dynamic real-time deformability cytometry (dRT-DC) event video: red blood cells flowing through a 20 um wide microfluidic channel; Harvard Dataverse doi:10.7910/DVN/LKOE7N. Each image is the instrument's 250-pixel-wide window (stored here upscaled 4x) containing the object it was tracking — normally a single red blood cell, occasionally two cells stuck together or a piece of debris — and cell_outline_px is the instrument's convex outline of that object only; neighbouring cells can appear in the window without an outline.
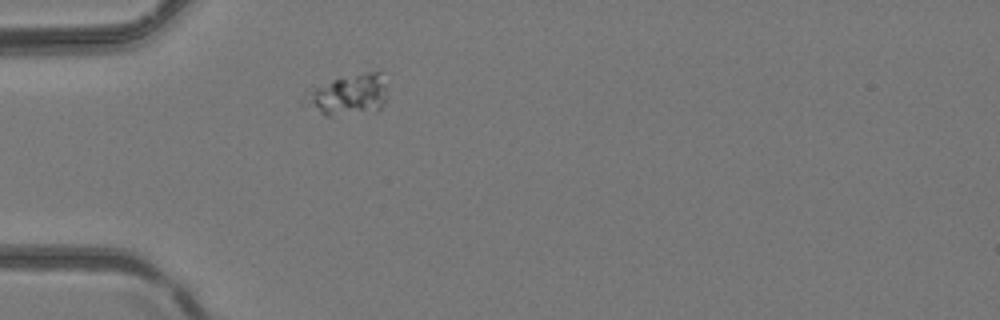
{"species": "common noctule bat (a hibernating species)", "species_latin": "Nyctalus noctula", "temperature_condition": "room temperature", "stored_images_in_passage": 1, "camera_frame_rate_fps": 3000, "um_per_image_px": 0.085, "animal": {"sex": "female", "body_mass_g": 24.6, "forearm_length_mm": 56.2}, "frame": {"image": 1, "passage_image": 1, "time_ms": 0.0, "image_size_px": [1000, 320], "cell_outline_px": [[388, 96], [380, 108], [372, 112], [332, 116], [328, 116], [300, 104], [300, 100], [316, 88], [340, 76], [368, 72], [380, 72]], "centroid_in_image_um": [29.6, 8.08], "position_along_channel_um": 55.4, "area_um2": 19.65}}